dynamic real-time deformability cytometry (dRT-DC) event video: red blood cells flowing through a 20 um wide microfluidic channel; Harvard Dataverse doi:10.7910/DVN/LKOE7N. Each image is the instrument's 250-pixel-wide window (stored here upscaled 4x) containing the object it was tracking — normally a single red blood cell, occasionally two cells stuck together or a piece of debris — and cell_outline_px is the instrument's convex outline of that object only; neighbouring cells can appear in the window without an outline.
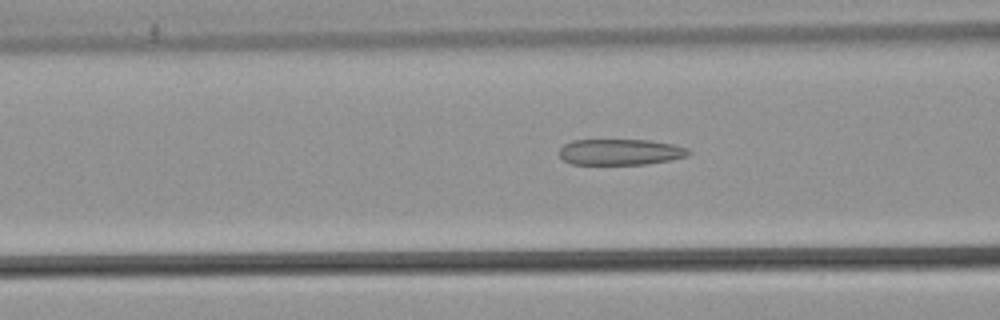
{"species": "common noctule bat (a hibernating species)", "species_latin": "Nyctalus noctula", "temperature_condition": "warm", "stored_images_in_passage": 49, "camera_frame_rate_fps": 3000, "um_per_image_px": 0.085, "animal": {"sex": "male", "body_mass_g": 21.5, "forearm_length_mm": 52.0}, "frame": {"image": 1, "passage_image": 17, "time_ms": 5.333, "image_size_px": [1000, 320], "cell_outline_px": [[692, 152], [688, 156], [672, 160], [644, 164], [572, 164], [564, 160], [560, 156], [560, 148], [564, 144], [572, 140], [648, 140], [672, 144], [688, 148]], "centroid_in_image_um": [52.75, 12.92], "position_along_channel_um": 113.8, "area_um2": 19.59}}
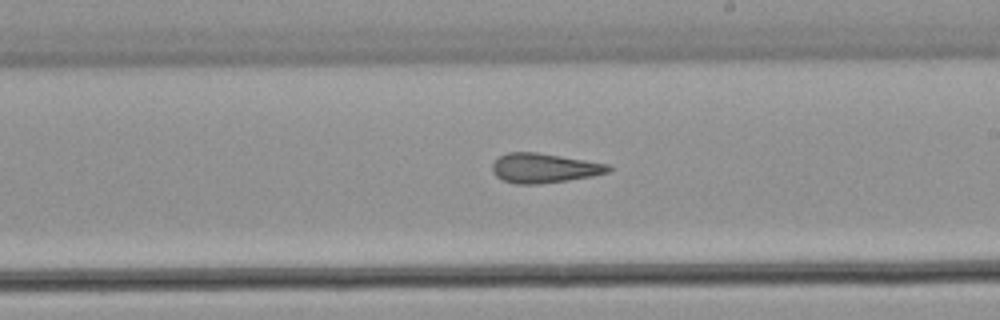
{"frame": {"image": 2, "passage_image": 27, "time_ms": 8.667, "image_size_px": [1000, 320], "cell_outline_px": [[612, 168], [608, 172], [592, 176], [568, 180], [540, 184], [516, 184], [504, 180], [496, 176], [492, 172], [492, 164], [500, 156], [508, 152], [536, 152], [608, 164]], "centroid_in_image_um": [46.23, 14.29], "position_along_channel_um": 242.8, "area_um2": 19.83}}
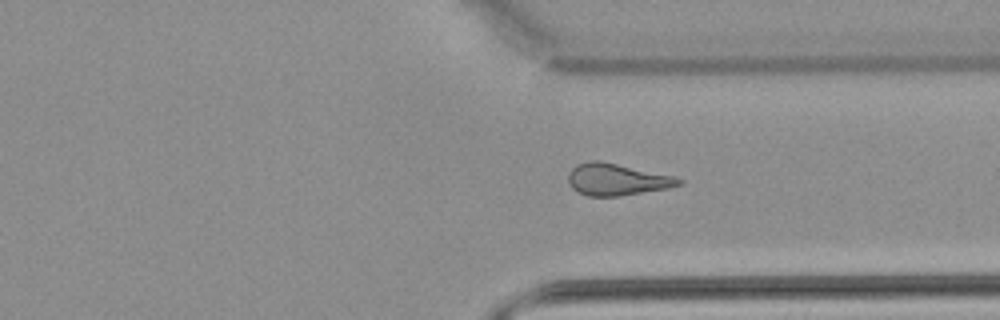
{"frame": {"image": 3, "passage_image": 36, "time_ms": 11.667, "image_size_px": [1000, 320], "cell_outline_px": [[684, 180], [680, 184], [668, 188], [620, 196], [588, 196], [576, 192], [572, 188], [568, 180], [568, 172], [576, 164], [592, 160], [600, 160], [672, 176]], "centroid_in_image_um": [52.37, 15.26], "position_along_channel_um": 359.0, "area_um2": 20.4}, "authors_computed_cell_mechanics": {"area_um2": 20.6346, "velocity_mm_per_s": 3.8693, "shape_relaxation_time_tau1_ms": null, "shape_relaxation_time_tau2_ms": 2.3918, "deformation_change_tau1": null, "deformation_change_tau2": 0.122}}